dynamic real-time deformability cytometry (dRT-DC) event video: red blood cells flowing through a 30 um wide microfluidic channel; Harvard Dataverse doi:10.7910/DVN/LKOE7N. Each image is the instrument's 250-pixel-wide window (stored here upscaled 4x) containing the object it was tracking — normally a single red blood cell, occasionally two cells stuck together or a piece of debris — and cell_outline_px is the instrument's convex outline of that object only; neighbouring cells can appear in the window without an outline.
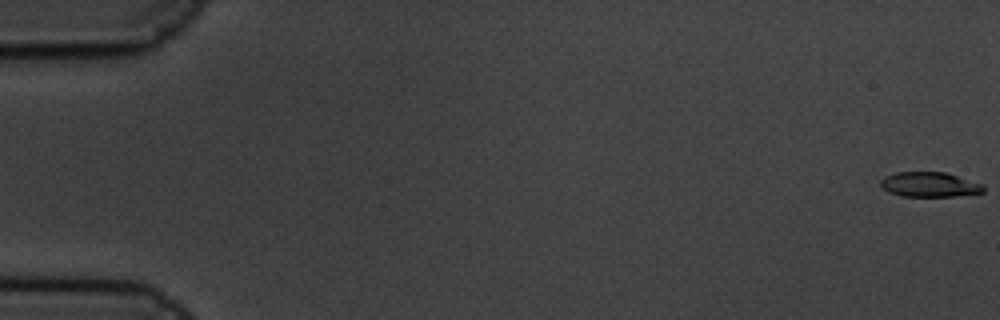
{"species": "common noctule bat (a hibernating species)", "species_latin": "Nyctalus noctula", "temperature_condition": "cold", "stored_images_in_passage": 61, "camera_frame_rate_fps": 3000, "um_per_image_px": 0.085, "animal": {"sex": "male", "body_mass_g": 19.5, "forearm_length_mm": 54.6}, "frame": {"image": 1, "passage_image": 1, "time_ms": 0.0, "image_size_px": [1000, 320], "cell_outline_px": [[984, 192], [956, 196], [900, 196], [888, 192], [880, 184], [880, 180], [884, 176], [896, 172], [944, 172], [984, 184]], "centroid_in_image_um": [79.0, 15.68], "position_along_channel_um": 6.0, "area_um2": 14.91}}
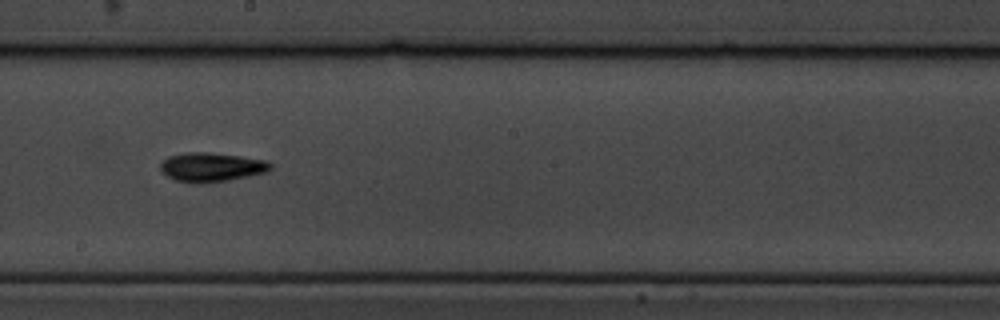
{"frame": {"image": 2, "passage_image": 35, "time_ms": 11.333, "image_size_px": [1000, 320], "cell_outline_px": [[272, 168], [264, 172], [248, 176], [228, 180], [200, 184], [176, 180], [168, 176], [160, 168], [160, 164], [168, 156], [184, 152], [208, 152], [240, 156], [264, 160], [272, 164]], "centroid_in_image_um": [17.95, 14.2], "position_along_channel_um": 230.2, "area_um2": 18.5}}
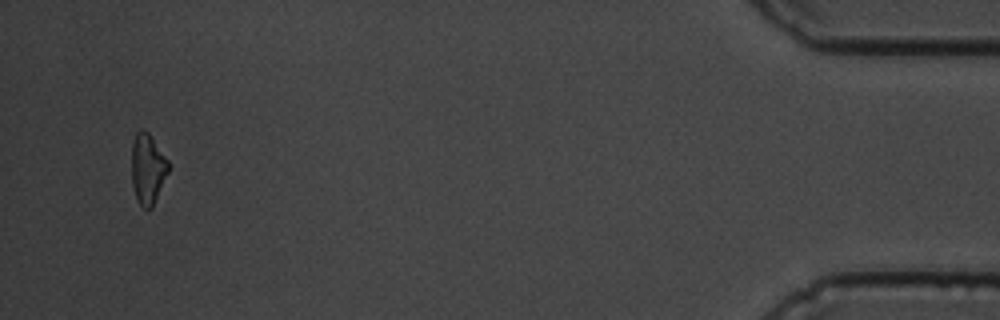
{"frame": {"image": 3, "passage_image": 59, "time_ms": 19.333, "image_size_px": [1000, 320], "cell_outline_px": [[168, 172], [152, 208], [144, 208], [136, 200], [132, 184], [132, 144], [136, 132], [140, 128], [144, 128], [148, 132], [168, 160]], "centroid_in_image_um": [12.53, 14.33], "position_along_channel_um": 422.7, "area_um2": 15.03}, "authors_computed_cell_mechanics": {"area_um2": 16.473, "velocity_mm_per_s": 3.3571, "shape_relaxation_time_tau1_ms": 4.1398, "shape_relaxation_time_tau2_ms": null, "deformation_change_tau1": 0.1593, "deformation_change_tau2": null}}